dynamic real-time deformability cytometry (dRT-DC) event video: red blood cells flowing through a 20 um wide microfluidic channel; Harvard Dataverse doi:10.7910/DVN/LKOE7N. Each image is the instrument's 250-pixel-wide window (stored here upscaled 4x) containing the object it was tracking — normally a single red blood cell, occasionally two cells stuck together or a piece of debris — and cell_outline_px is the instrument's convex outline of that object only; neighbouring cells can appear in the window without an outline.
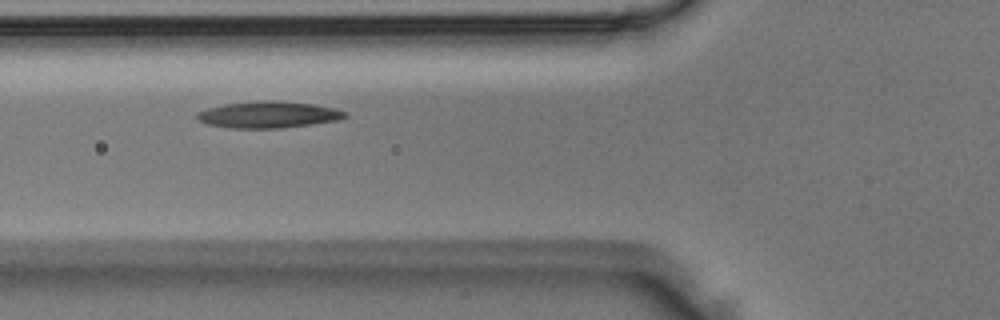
{"species": "Egyptian fruit bat (a non-hibernating species)", "species_latin": "Rousettus aegyptiacus", "temperature_condition": "room temperature", "stored_images_in_passage": 4, "camera_frame_rate_fps": 3000, "um_per_image_px": 0.085, "animal": {"sex": "male"}, "frame": {"image": 1, "passage_image": 3, "time_ms": 0.667, "image_size_px": [1000, 320], "cell_outline_px": [[348, 116], [340, 120], [280, 128], [228, 128], [208, 124], [200, 120], [196, 116], [196, 112], [208, 108], [224, 104], [264, 100], [272, 100], [312, 104], [332, 108], [348, 112]], "centroid_in_image_um": [22.82, 9.75], "position_along_channel_um": 103.0, "area_um2": 22.77}}